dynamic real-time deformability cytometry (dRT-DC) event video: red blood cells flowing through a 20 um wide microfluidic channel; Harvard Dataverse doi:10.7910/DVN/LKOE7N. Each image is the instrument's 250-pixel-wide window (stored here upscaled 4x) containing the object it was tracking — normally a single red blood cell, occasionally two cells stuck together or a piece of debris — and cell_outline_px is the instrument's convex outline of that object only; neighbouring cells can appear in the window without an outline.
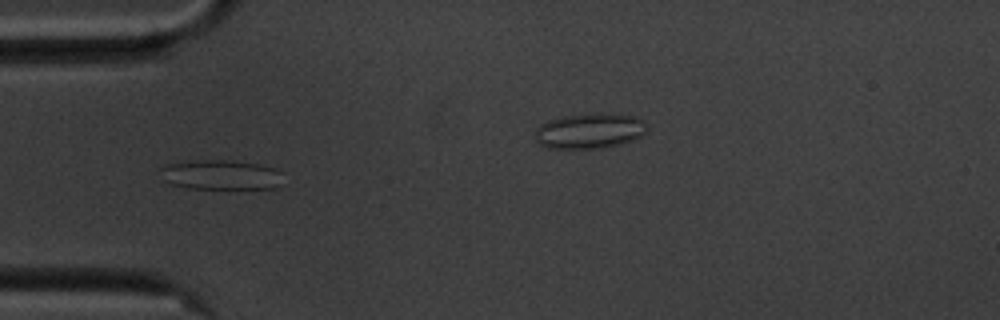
{"species": "common noctule bat (a hibernating species)", "species_latin": "Nyctalus noctula", "temperature_condition": "cold", "stored_images_in_passage": 55, "camera_frame_rate_fps": 3000, "um_per_image_px": 0.085, "animal": {"sex": "male", "body_mass_g": 20.1, "forearm_length_mm": 53.5}, "frame": {"image": 1, "passage_image": 15, "time_ms": 4.667, "image_size_px": [1000, 320], "cell_outline_px": [[280, 184], [276, 188], [188, 188], [168, 184], [164, 180], [156, 168], [164, 164], [204, 160], [232, 160], [256, 164], [276, 168], [280, 172]], "centroid_in_image_um": [18.68, 14.85], "position_along_channel_um": 66.3, "area_um2": 21.33}}
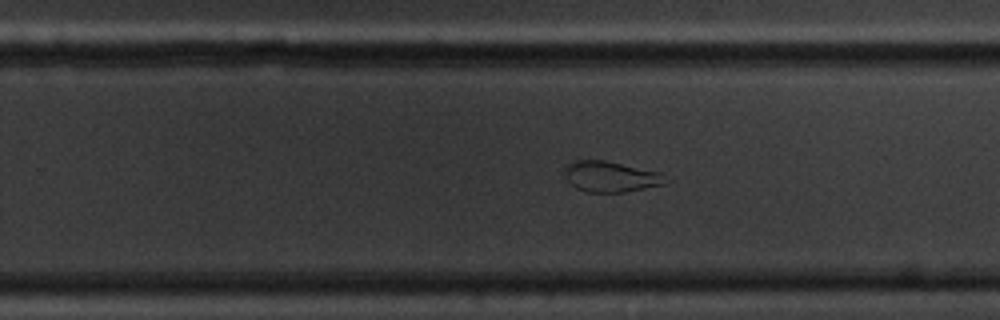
{"frame": {"image": 2, "passage_image": 33, "time_ms": 10.667, "image_size_px": [1000, 320], "cell_outline_px": [[672, 180], [664, 184], [624, 192], [588, 192], [576, 188], [568, 180], [564, 172], [568, 164], [576, 160], [604, 160], [660, 172]], "centroid_in_image_um": [51.96, 15.01], "position_along_channel_um": 277.8, "area_um2": 17.98}}
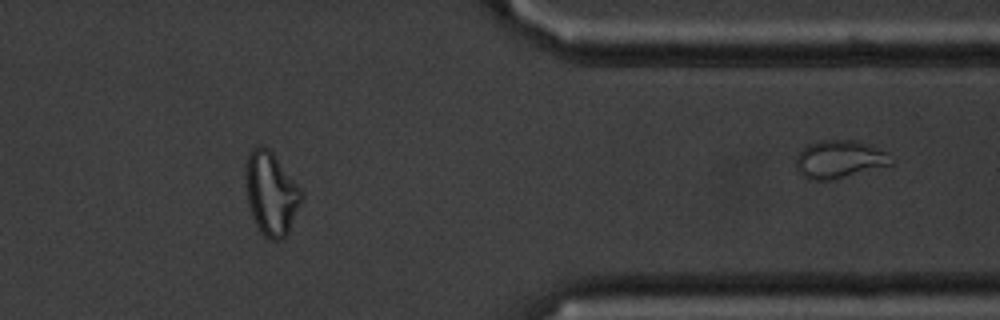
{"frame": {"image": 3, "passage_image": 44, "time_ms": 14.333, "image_size_px": [1000, 320], "cell_outline_px": [[304, 196], [288, 232], [280, 240], [272, 240], [264, 236], [260, 232], [252, 216], [248, 204], [244, 176], [244, 168], [248, 156], [252, 148], [260, 144], [268, 148], [272, 152], [300, 188]], "centroid_in_image_um": [23.02, 16.43], "position_along_channel_um": 388.4, "area_um2": 27.05}, "authors_computed_cell_mechanics": {"area_um2": 25.4898, "velocity_mm_per_s": 3.534, "shape_relaxation_time_tau1_ms": null, "shape_relaxation_time_tau2_ms": 1.4, "deformation_change_tau1": null, "deformation_change_tau2": 0.0817}}